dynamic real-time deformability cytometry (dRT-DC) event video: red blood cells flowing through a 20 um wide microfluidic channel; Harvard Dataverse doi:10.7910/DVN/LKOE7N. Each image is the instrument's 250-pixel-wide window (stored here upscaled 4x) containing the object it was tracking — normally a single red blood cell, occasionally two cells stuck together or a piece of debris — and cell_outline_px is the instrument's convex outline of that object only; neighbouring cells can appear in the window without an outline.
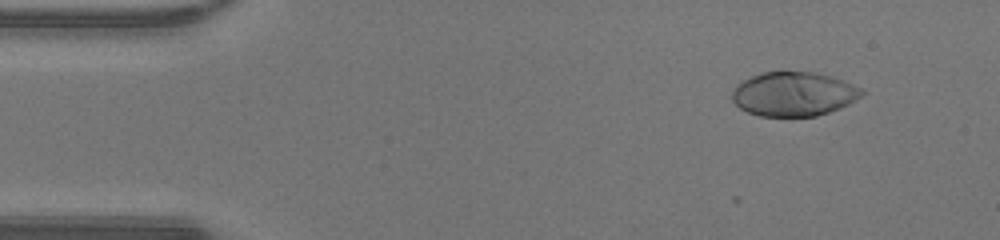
{"species": "human", "species_latin": "Homo sapiens", "temperature_condition": "warm", "stored_images_in_passage": 47, "camera_frame_rate_fps": 3000, "um_per_image_px": 0.085, "donor": {"sex": "male"}, "frame": {"image": 1, "passage_image": 5, "time_ms": 1.333, "image_size_px": [1000, 240], "cell_outline_px": [[864, 92], [856, 100], [840, 108], [816, 116], [760, 116], [748, 112], [740, 108], [732, 100], [732, 92], [736, 84], [740, 80], [764, 72], [812, 72], [832, 76], [864, 88]], "centroid_in_image_um": [67.46, 7.99], "position_along_channel_um": 17.5, "area_um2": 33.47}}
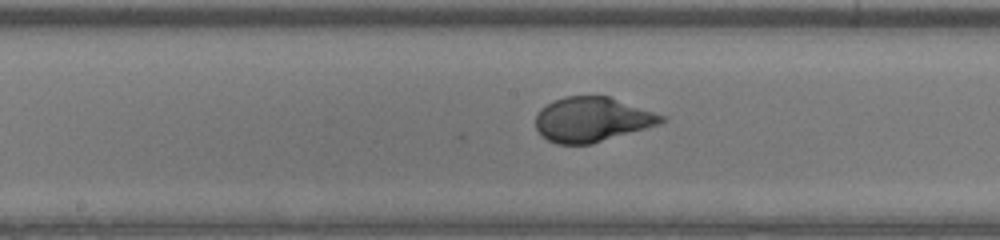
{"frame": {"image": 2, "passage_image": 24, "time_ms": 7.667, "image_size_px": [1000, 240], "cell_outline_px": [[668, 120], [660, 124], [592, 144], [556, 144], [540, 136], [536, 128], [536, 116], [540, 108], [552, 100], [564, 96], [608, 96], [664, 116]], "centroid_in_image_um": [50.28, 10.16], "position_along_channel_um": 197.9, "area_um2": 32.77}}
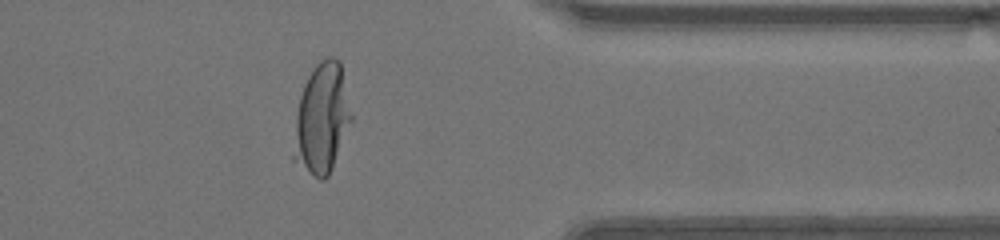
{"frame": {"image": 3, "passage_image": 38, "time_ms": 12.333, "image_size_px": [1000, 240], "cell_outline_px": [[352, 120], [332, 168], [328, 176], [324, 180], [320, 180], [292, 160], [292, 156], [296, 116], [300, 96], [304, 84], [308, 76], [316, 64], [320, 60], [328, 56], [332, 56], [340, 60], [352, 112]], "centroid_in_image_um": [27.36, 10.07], "position_along_channel_um": 384.0, "area_um2": 36.99}, "authors_computed_cell_mechanics": {"area_um2": 33.6974, "velocity_mm_per_s": 4.3357, "shape_relaxation_time_tau1_ms": 3.4039, "shape_relaxation_time_tau2_ms": null, "deformation_change_tau1": 0.2457, "deformation_change_tau2": null}}